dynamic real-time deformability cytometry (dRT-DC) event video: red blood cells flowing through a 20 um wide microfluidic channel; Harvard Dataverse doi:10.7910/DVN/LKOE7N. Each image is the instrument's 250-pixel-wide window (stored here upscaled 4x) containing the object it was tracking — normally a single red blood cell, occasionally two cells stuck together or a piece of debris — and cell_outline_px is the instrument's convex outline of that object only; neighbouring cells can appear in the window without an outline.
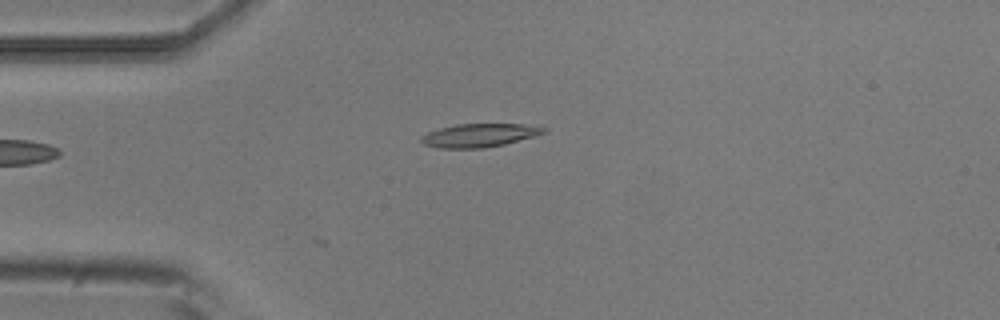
{"species": "common noctule bat (a hibernating species)", "species_latin": "Nyctalus noctula", "temperature_condition": "room temperature", "stored_images_in_passage": 1, "camera_frame_rate_fps": 3000, "um_per_image_px": 0.085, "animal": {"sex": "male", "body_mass_g": 20.5, "forearm_length_mm": 52.5}, "frame": {"image": 1, "passage_image": 1, "time_ms": 0.0, "image_size_px": [1000, 320], "cell_outline_px": [[548, 132], [536, 136], [504, 144], [484, 148], [440, 148], [424, 144], [420, 140], [420, 136], [428, 132], [440, 128], [456, 124], [524, 124], [548, 128]], "centroid_in_image_um": [40.77, 11.5], "position_along_channel_um": 44.2, "area_um2": 16.76}}